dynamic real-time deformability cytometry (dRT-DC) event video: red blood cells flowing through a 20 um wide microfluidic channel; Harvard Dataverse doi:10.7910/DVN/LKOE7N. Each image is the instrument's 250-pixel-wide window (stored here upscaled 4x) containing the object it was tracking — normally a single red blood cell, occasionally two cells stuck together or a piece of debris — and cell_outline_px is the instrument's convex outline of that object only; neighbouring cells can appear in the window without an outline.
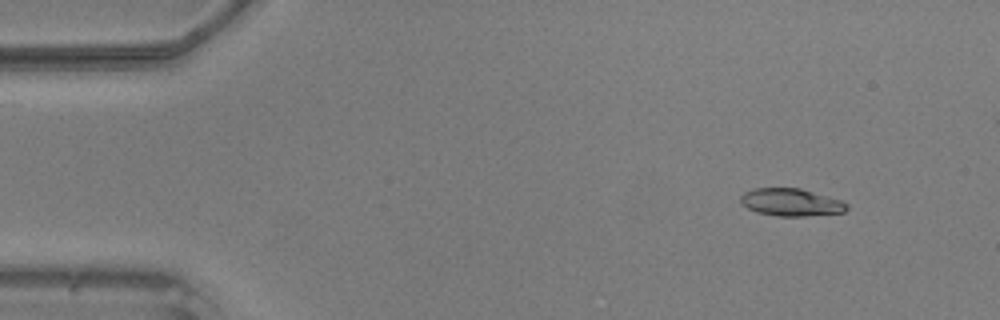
{"species": "common noctule bat (a hibernating species)", "species_latin": "Nyctalus noctula", "temperature_condition": "warm", "stored_images_in_passage": 46, "camera_frame_rate_fps": 3000, "um_per_image_px": 0.085, "animal": {"sex": "male", "body_mass_g": 20.5, "forearm_length_mm": 52.5}, "frame": {"image": 1, "passage_image": 5, "time_ms": 1.333, "image_size_px": [1000, 320], "cell_outline_px": [[848, 208], [844, 212], [804, 216], [776, 216], [756, 212], [740, 204], [740, 196], [744, 192], [752, 188], [800, 188], [840, 200], [848, 204]], "centroid_in_image_um": [67.19, 17.19], "position_along_channel_um": 17.8, "area_um2": 17.05}}
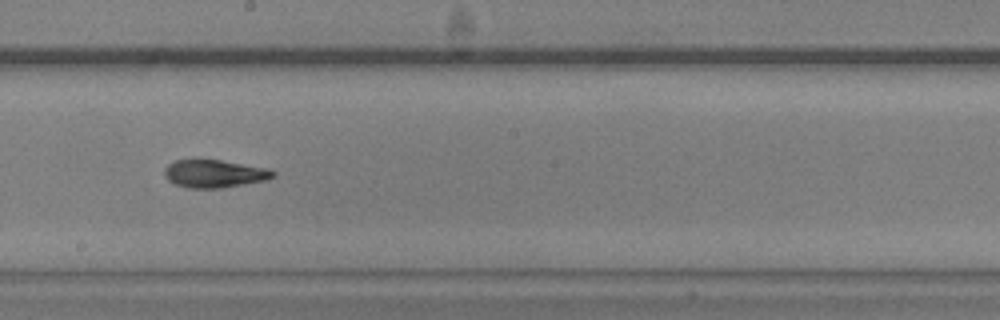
{"frame": {"image": 2, "passage_image": 27, "time_ms": 8.667, "image_size_px": [1000, 320], "cell_outline_px": [[276, 176], [268, 180], [220, 188], [188, 188], [176, 184], [168, 180], [164, 176], [164, 168], [168, 164], [176, 160], [220, 160], [268, 168], [276, 172]], "centroid_in_image_um": [18.24, 14.76], "position_along_channel_um": 230.0, "area_um2": 17.63}}
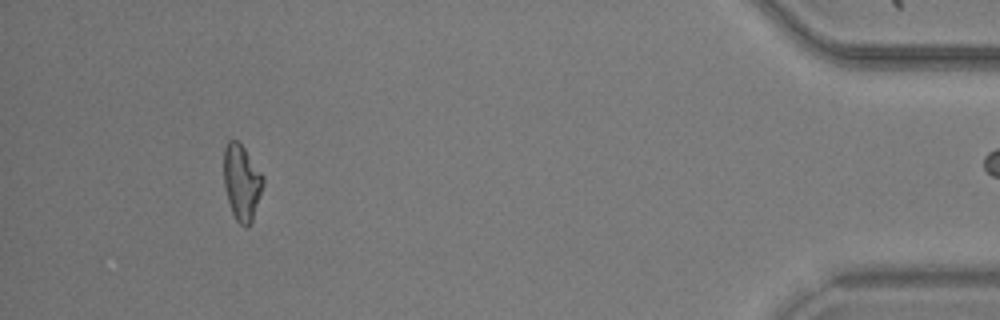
{"frame": {"image": 3, "passage_image": 45, "time_ms": 14.667, "image_size_px": [1000, 320], "cell_outline_px": [[264, 184], [252, 220], [248, 228], [240, 224], [236, 220], [232, 212], [228, 200], [224, 184], [224, 148], [228, 140], [236, 140], [244, 148], [264, 176]], "centroid_in_image_um": [20.55, 15.5], "position_along_channel_um": 414.7, "area_um2": 17.22}}